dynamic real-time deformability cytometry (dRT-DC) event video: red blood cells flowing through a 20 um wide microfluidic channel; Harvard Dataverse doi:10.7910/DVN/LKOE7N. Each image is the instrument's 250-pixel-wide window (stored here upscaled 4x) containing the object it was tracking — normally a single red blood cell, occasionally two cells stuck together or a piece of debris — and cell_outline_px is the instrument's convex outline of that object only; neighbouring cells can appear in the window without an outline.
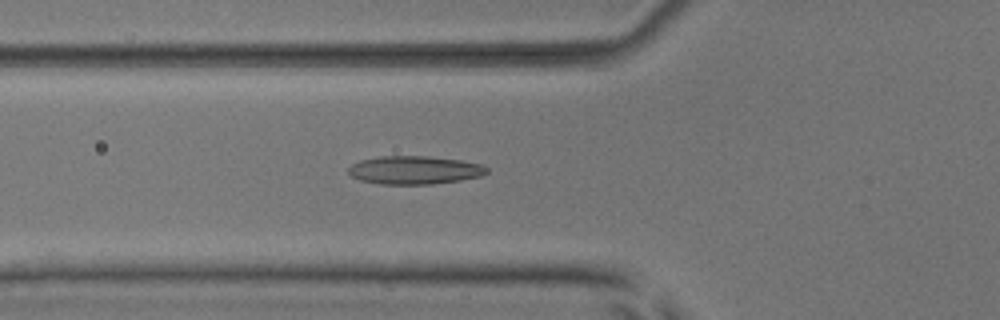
{"species": "common noctule bat (a hibernating species)", "species_latin": "Nyctalus noctula", "temperature_condition": "room temperature", "stored_images_in_passage": 48, "camera_frame_rate_fps": 3000, "um_per_image_px": 0.085, "animal": {"sex": "male", "body_mass_g": 17.9, "forearm_length_mm": 54.2}, "frame": {"image": 1, "passage_image": 15, "time_ms": 4.667, "image_size_px": [1000, 320], "cell_outline_px": [[488, 172], [480, 176], [460, 180], [432, 184], [380, 184], [360, 180], [352, 176], [348, 172], [348, 168], [352, 164], [360, 160], [380, 156], [428, 156], [460, 160], [480, 164], [488, 168]], "centroid_in_image_um": [35.22, 14.45], "position_along_channel_um": 90.6, "area_um2": 22.72}}
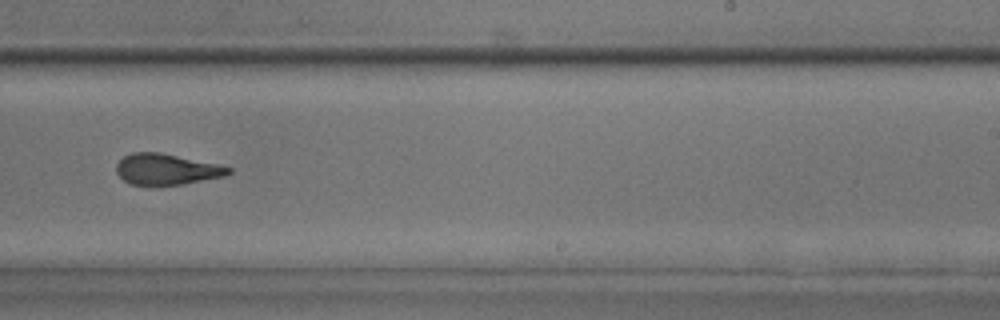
{"frame": {"image": 2, "passage_image": 29, "time_ms": 9.333, "image_size_px": [1000, 320], "cell_outline_px": [[232, 172], [224, 176], [184, 184], [132, 184], [124, 180], [116, 172], [116, 164], [124, 156], [132, 152], [160, 152], [220, 164], [232, 168]], "centroid_in_image_um": [14.18, 14.37], "position_along_channel_um": 274.8, "area_um2": 20.11}}
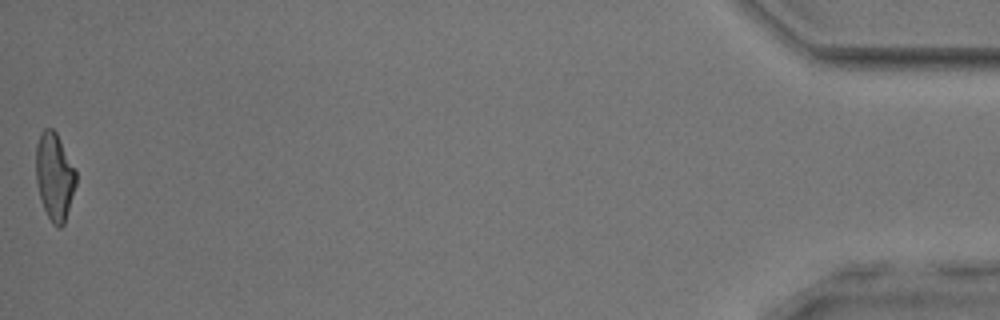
{"frame": {"image": 3, "passage_image": 48, "time_ms": 15.667, "image_size_px": [1000, 320], "cell_outline_px": [[76, 184], [64, 224], [60, 228], [56, 228], [52, 224], [44, 208], [40, 196], [36, 180], [36, 144], [40, 132], [44, 128], [52, 128], [56, 132], [76, 172]], "centroid_in_image_um": [4.62, 15.0], "position_along_channel_um": 430.6, "area_um2": 20.23}, "authors_computed_cell_mechanics": {"area_um2": 21.2126, "velocity_mm_per_s": 3.952, "shape_relaxation_time_tau1_ms": null, "shape_relaxation_time_tau2_ms": 1.9036, "deformation_change_tau1": null, "deformation_change_tau2": 0.1059}}